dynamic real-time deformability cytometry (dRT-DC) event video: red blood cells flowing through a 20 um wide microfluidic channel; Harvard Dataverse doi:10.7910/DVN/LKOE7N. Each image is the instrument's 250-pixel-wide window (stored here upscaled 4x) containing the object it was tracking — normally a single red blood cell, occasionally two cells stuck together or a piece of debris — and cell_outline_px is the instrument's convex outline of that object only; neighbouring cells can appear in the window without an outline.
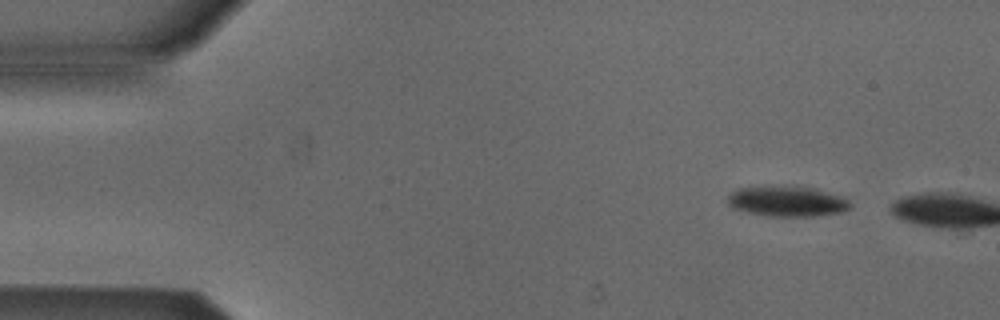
{"species": "Egyptian fruit bat (a non-hibernating species)", "species_latin": "Rousettus aegyptiacus", "temperature_condition": "cold", "stored_images_in_passage": 2, "camera_frame_rate_fps": 3000, "um_per_image_px": 0.085, "animal": {"sex": "male"}, "frame": {"image": 1, "passage_image": 1, "time_ms": 0.0, "image_size_px": [1000, 320], "cell_outline_px": [[852, 208], [840, 212], [812, 216], [772, 216], [748, 212], [732, 208], [728, 204], [728, 196], [732, 192], [740, 188], [804, 188], [836, 196], [848, 200], [852, 204]], "centroid_in_image_um": [66.87, 17.17], "position_along_channel_um": 18.1, "area_um2": 20.35}}